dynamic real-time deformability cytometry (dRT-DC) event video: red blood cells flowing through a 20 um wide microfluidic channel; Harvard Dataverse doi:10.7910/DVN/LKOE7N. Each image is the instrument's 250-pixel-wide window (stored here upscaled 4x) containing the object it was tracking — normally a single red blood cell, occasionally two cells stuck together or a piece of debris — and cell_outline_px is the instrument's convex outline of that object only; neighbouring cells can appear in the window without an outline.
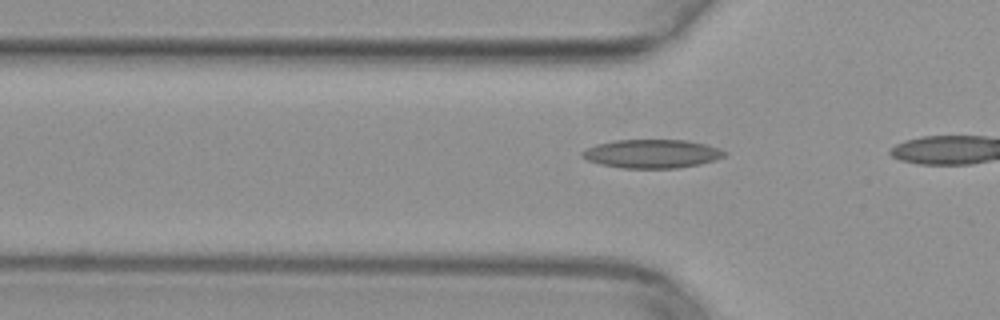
{"species": "common noctule bat (a hibernating species)", "species_latin": "Nyctalus noctula", "temperature_condition": "warm", "stored_images_in_passage": 14, "camera_frame_rate_fps": 3000, "um_per_image_px": 0.085, "animal": {"sex": "female", "body_mass_g": 29.2, "forearm_length_mm": 56.3}, "frame": {"image": 1, "passage_image": 11, "time_ms": 3.333, "image_size_px": [1000, 320], "cell_outline_px": [[728, 152], [724, 156], [700, 164], [680, 168], [624, 168], [600, 164], [588, 160], [580, 156], [580, 152], [596, 144], [616, 140], [688, 140], [720, 148]], "centroid_in_image_um": [55.41, 13.07], "position_along_channel_um": 70.4, "area_um2": 23.7}}